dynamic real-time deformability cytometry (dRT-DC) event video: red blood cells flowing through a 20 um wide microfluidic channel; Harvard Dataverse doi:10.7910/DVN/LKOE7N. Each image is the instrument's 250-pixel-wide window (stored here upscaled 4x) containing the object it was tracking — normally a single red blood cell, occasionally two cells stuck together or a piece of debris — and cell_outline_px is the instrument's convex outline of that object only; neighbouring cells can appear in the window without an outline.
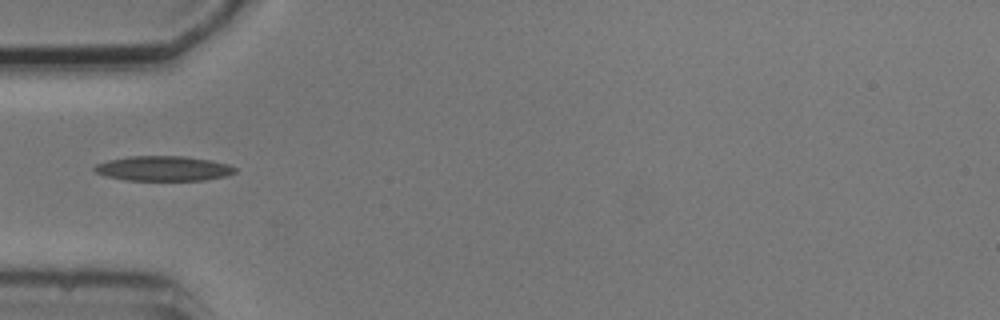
{"species": "common noctule bat (a hibernating species)", "species_latin": "Nyctalus noctula", "temperature_condition": "cold", "stored_images_in_passage": 8, "camera_frame_rate_fps": 3000, "um_per_image_px": 0.085, "animal": {"sex": "male", "body_mass_g": 20.5, "forearm_length_mm": 52.5}, "frame": {"image": 1, "passage_image": 5, "time_ms": 4.667, "image_size_px": [1000, 320], "cell_outline_px": [[236, 172], [224, 176], [204, 180], [124, 180], [104, 176], [96, 172], [92, 168], [96, 164], [108, 160], [128, 156], [184, 156], [208, 160], [228, 164], [236, 168]], "centroid_in_image_um": [13.84, 14.32], "position_along_channel_um": 71.2, "area_um2": 20.35}}
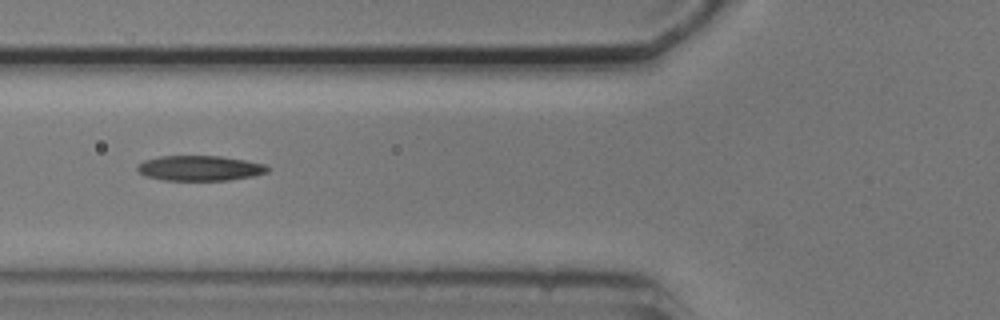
{"frame": {"image": 2, "passage_image": 6, "time_ms": 5.667, "image_size_px": [1000, 320], "cell_outline_px": [[268, 172], [256, 176], [228, 180], [160, 180], [144, 176], [136, 168], [144, 160], [160, 156], [220, 156], [244, 160], [264, 164], [268, 168]], "centroid_in_image_um": [16.98, 14.3], "position_along_channel_um": 108.8, "area_um2": 19.07}}
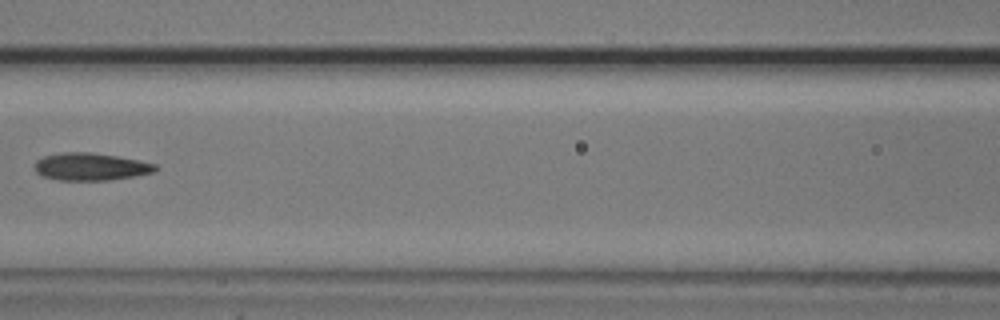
{"frame": {"image": 3, "passage_image": 7, "time_ms": 7.0, "image_size_px": [1000, 320], "cell_outline_px": [[160, 168], [152, 172], [132, 176], [108, 180], [60, 180], [40, 176], [36, 172], [32, 164], [36, 160], [44, 156], [60, 152], [92, 152], [116, 156], [156, 164]], "centroid_in_image_um": [7.63, 14.16], "position_along_channel_um": 159.0, "area_um2": 19.36}}